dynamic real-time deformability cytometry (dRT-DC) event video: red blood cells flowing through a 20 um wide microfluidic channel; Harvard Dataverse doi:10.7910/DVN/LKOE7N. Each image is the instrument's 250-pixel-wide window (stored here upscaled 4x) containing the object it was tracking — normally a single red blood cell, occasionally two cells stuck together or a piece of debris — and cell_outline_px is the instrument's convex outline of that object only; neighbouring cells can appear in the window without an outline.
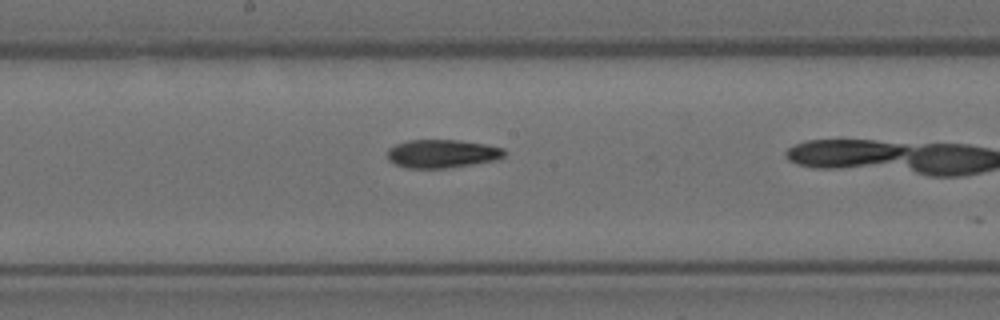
{"species": "Egyptian fruit bat (a non-hibernating species)", "species_latin": "Rousettus aegyptiacus", "temperature_condition": "room temperature", "stored_images_in_passage": 10, "camera_frame_rate_fps": 3000, "um_per_image_px": 0.085, "animal": {"sex": "female"}, "frame": {"image": 1, "passage_image": 9, "time_ms": 2.667, "image_size_px": [1000, 320], "cell_outline_px": [[504, 156], [496, 160], [472, 164], [444, 168], [408, 168], [396, 164], [388, 160], [388, 148], [396, 144], [408, 140], [456, 140], [484, 144], [504, 148]], "centroid_in_image_um": [37.56, 13.06], "position_along_channel_um": 210.6, "area_um2": 19.13}}